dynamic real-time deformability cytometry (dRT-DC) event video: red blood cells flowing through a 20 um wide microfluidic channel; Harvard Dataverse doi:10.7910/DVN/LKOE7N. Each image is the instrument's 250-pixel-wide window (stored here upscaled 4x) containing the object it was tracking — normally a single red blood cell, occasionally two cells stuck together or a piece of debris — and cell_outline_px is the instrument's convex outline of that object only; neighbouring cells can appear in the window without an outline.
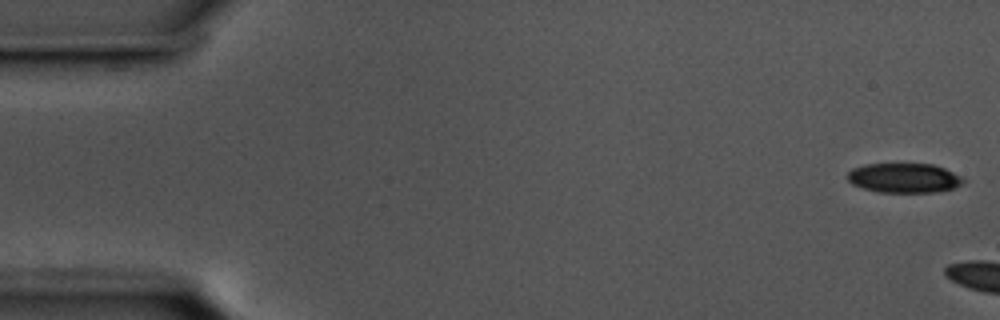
{"species": "common noctule bat (a hibernating species)", "species_latin": "Nyctalus noctula", "temperature_condition": "cold", "stored_images_in_passage": 6, "camera_frame_rate_fps": 3000, "um_per_image_px": 0.085, "animal": {"sex": "male", "body_mass_g": 17.5, "forearm_length_mm": 52.3}, "frame": {"image": 1, "passage_image": 1, "time_ms": 0.0, "image_size_px": [1000, 320], "cell_outline_px": [[964, 180], [960, 184], [952, 188], [936, 192], [880, 192], [864, 188], [852, 184], [848, 180], [848, 172], [852, 168], [864, 164], [932, 164], [944, 168], [960, 176]], "centroid_in_image_um": [76.81, 15.12], "position_along_channel_um": 8.2, "area_um2": 19.71}}